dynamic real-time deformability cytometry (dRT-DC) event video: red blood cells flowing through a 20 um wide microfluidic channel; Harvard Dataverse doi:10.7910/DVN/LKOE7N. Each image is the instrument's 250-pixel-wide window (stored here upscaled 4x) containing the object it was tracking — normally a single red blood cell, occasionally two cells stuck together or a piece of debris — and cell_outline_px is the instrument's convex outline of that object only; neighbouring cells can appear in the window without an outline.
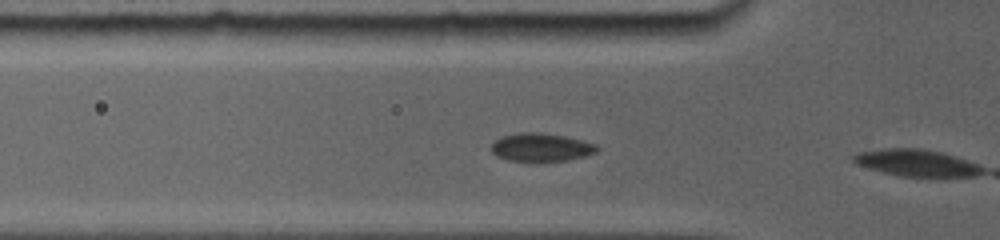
{"species": "common noctule bat (a hibernating species)", "species_latin": "Nyctalus noctula", "temperature_condition": "room temperature", "stored_images_in_passage": 5, "camera_frame_rate_fps": 5000, "um_per_image_px": 0.085, "animal": {"sex": "female", "body_mass_g": 19.0, "forearm_length_mm": 56.7}, "frame": {"image": 1, "passage_image": 4, "time_ms": 1.2, "image_size_px": [1000, 240], "cell_outline_px": [[600, 148], [596, 152], [584, 156], [568, 160], [508, 160], [496, 156], [492, 152], [492, 144], [496, 140], [504, 136], [520, 132], [540, 132], [564, 136], [596, 144]], "centroid_in_image_um": [46.0, 12.51], "position_along_channel_um": 79.8, "area_um2": 16.99}}